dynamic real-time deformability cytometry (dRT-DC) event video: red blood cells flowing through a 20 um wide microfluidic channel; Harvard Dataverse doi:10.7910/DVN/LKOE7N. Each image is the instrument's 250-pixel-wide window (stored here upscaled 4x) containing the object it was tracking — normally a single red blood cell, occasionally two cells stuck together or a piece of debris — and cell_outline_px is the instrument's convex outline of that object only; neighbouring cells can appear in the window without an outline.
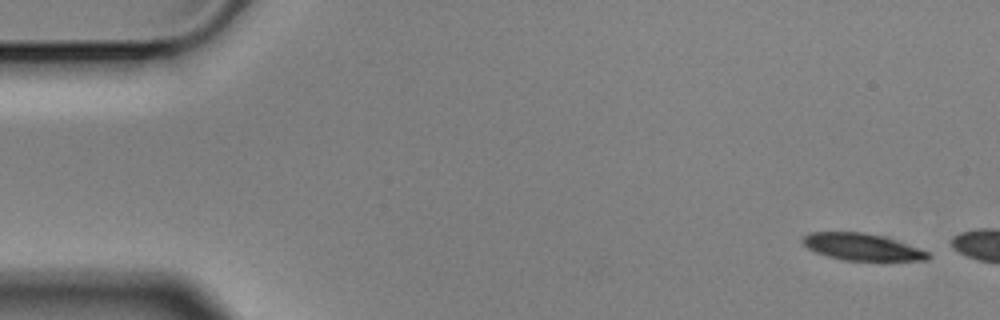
{"species": "Egyptian fruit bat (a non-hibernating species)", "species_latin": "Rousettus aegyptiacus", "temperature_condition": "cold", "stored_images_in_passage": 3, "camera_frame_rate_fps": 3000, "um_per_image_px": 0.085, "animal": {"sex": "male"}, "frame": {"image": 1, "passage_image": 1, "time_ms": 0.0, "image_size_px": [1000, 320], "cell_outline_px": [[932, 256], [928, 260], [844, 260], [828, 256], [816, 252], [808, 248], [800, 240], [808, 232], [864, 232], [884, 236], [920, 248], [928, 252]], "centroid_in_image_um": [73.28, 20.98], "position_along_channel_um": 11.7, "area_um2": 19.59}}